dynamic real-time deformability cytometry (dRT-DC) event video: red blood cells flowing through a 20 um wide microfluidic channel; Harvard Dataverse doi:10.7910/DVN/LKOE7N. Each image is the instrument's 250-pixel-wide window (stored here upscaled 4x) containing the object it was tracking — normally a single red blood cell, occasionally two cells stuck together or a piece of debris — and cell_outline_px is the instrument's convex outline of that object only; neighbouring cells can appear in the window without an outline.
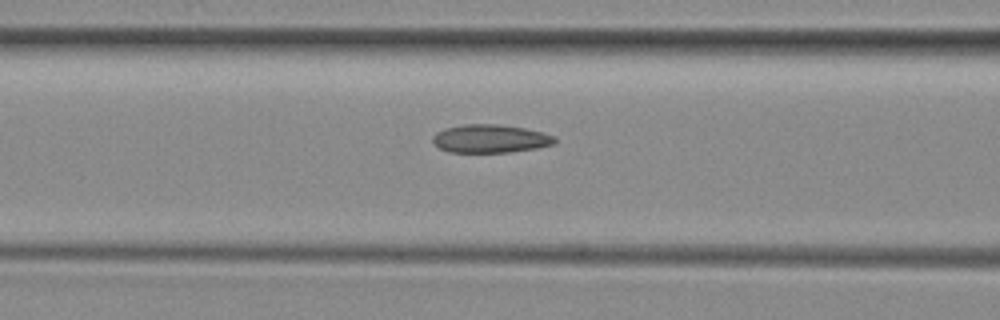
{"species": "common noctule bat (a hibernating species)", "species_latin": "Nyctalus noctula", "temperature_condition": "room temperature", "stored_images_in_passage": 32, "camera_frame_rate_fps": 3000, "um_per_image_px": 0.085, "animal": {"sex": "female", "body_mass_g": 29.2, "forearm_length_mm": 56.3}, "frame": {"image": 1, "passage_image": 13, "time_ms": 4.0, "image_size_px": [1000, 320], "cell_outline_px": [[556, 144], [536, 148], [508, 152], [448, 152], [440, 148], [432, 140], [432, 136], [436, 132], [444, 128], [464, 124], [500, 124], [524, 128], [544, 132], [556, 136]], "centroid_in_image_um": [41.7, 11.78], "position_along_channel_um": 124.9, "area_um2": 20.23}}
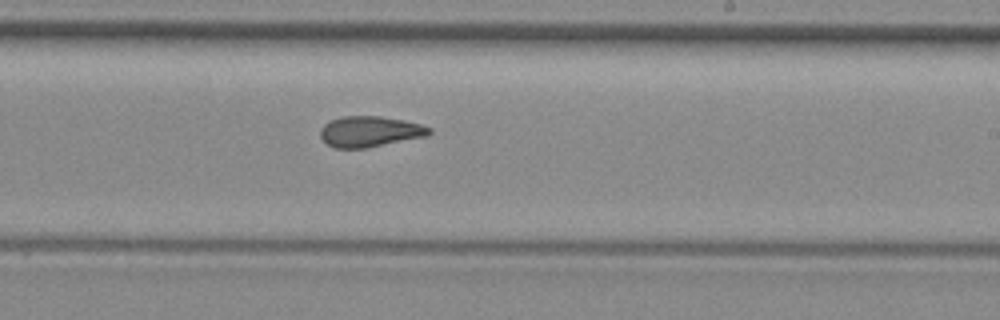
{"frame": {"image": 2, "passage_image": 23, "time_ms": 7.333, "image_size_px": [1000, 320], "cell_outline_px": [[432, 132], [428, 136], [364, 148], [332, 148], [320, 136], [320, 128], [324, 124], [340, 116], [380, 116], [404, 120], [420, 124], [432, 128]], "centroid_in_image_um": [31.44, 11.18], "position_along_channel_um": 257.6, "area_um2": 19.54}}
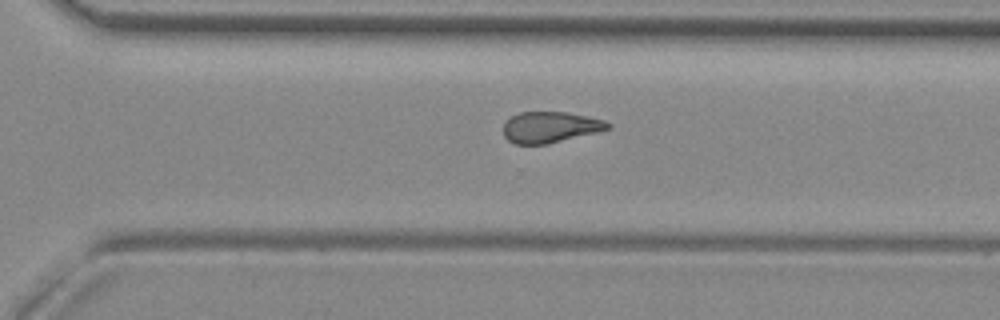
{"frame": {"image": 3, "passage_image": 28, "time_ms": 9.0, "image_size_px": [1000, 320], "cell_outline_px": [[612, 128], [600, 132], [548, 144], [516, 144], [508, 140], [504, 136], [504, 124], [512, 116], [520, 112], [568, 112], [588, 116], [604, 120], [612, 124]], "centroid_in_image_um": [46.83, 10.81], "position_along_channel_um": 323.8, "area_um2": 19.07}, "authors_computed_cell_mechanics": {"area_um2": 19.7387, "velocity_mm_per_s": 3.9882, "shape_relaxation_time_tau1_ms": null, "shape_relaxation_time_tau2_ms": 2.7316, "deformation_change_tau1": null, "deformation_change_tau2": 0.0984}}